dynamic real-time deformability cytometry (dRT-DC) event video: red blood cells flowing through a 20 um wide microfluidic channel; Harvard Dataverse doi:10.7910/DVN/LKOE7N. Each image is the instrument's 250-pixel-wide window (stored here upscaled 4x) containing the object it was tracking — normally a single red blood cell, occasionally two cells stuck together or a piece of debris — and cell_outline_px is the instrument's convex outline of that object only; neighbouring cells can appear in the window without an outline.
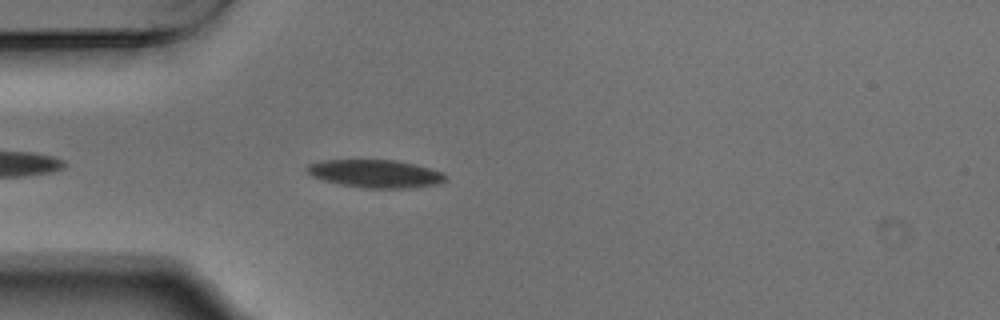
{"species": "Egyptian fruit bat (a non-hibernating species)", "species_latin": "Rousettus aegyptiacus", "temperature_condition": "warm", "stored_images_in_passage": 28, "camera_frame_rate_fps": 3000, "um_per_image_px": 0.085, "animal": {"sex": "male"}, "frame": {"image": 1, "passage_image": 4, "time_ms": 1.0, "image_size_px": [1000, 320], "cell_outline_px": [[448, 180], [440, 184], [408, 188], [364, 188], [340, 184], [324, 180], [312, 176], [304, 168], [308, 164], [320, 160], [396, 160], [416, 164], [440, 172]], "centroid_in_image_um": [31.89, 14.76], "position_along_channel_um": 53.1, "area_um2": 22.54}}
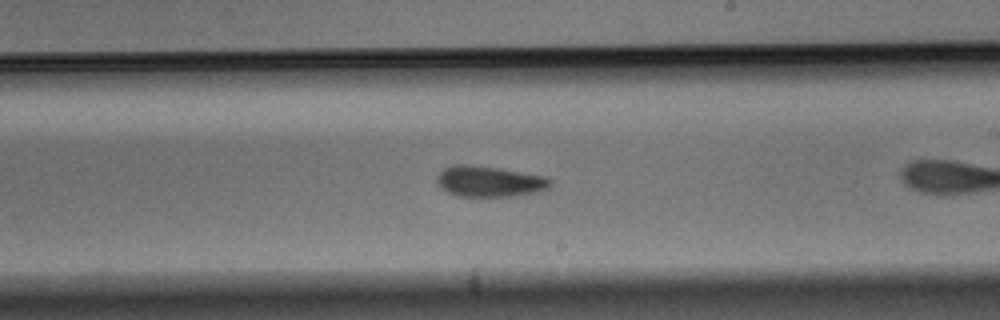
{"frame": {"image": 2, "passage_image": 17, "time_ms": 5.333, "image_size_px": [1000, 320], "cell_outline_px": [[552, 184], [548, 188], [540, 192], [516, 196], [460, 196], [448, 192], [440, 188], [436, 180], [436, 176], [444, 168], [452, 164], [472, 164], [500, 168], [544, 176], [552, 180]], "centroid_in_image_um": [41.6, 15.41], "position_along_channel_um": 247.4, "area_um2": 20.63}}
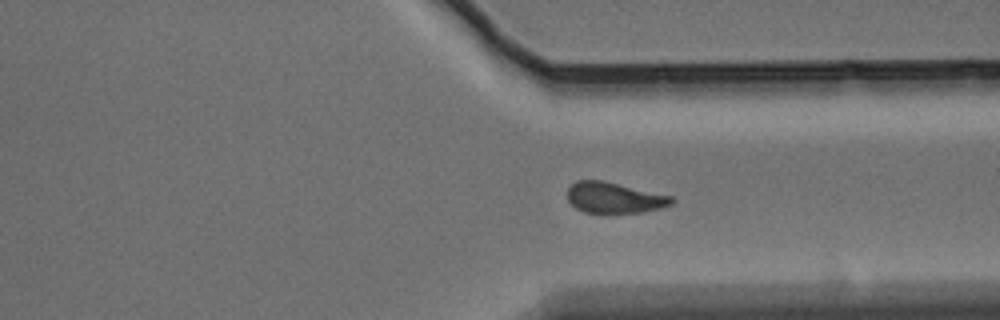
{"frame": {"image": 3, "passage_image": 26, "time_ms": 8.333, "image_size_px": [1000, 320], "cell_outline_px": [[676, 200], [672, 204], [660, 208], [644, 212], [600, 216], [584, 212], [576, 208], [568, 200], [568, 188], [576, 180], [604, 180], [672, 196]], "centroid_in_image_um": [52.21, 16.85], "position_along_channel_um": 359.2, "area_um2": 19.54}}